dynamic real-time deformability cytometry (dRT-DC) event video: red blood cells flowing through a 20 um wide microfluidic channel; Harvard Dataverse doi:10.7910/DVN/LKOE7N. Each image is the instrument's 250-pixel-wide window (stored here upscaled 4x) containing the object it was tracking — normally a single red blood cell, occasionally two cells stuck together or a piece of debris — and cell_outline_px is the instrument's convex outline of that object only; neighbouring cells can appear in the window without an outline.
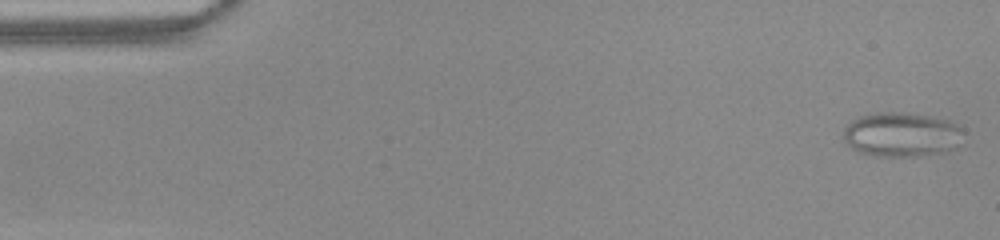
{"species": "common noctule bat (a hibernating species)", "species_latin": "Nyctalus noctula", "temperature_condition": "warm", "stored_images_in_passage": 50, "camera_frame_rate_fps": 3000, "um_per_image_px": 0.085, "animal": {"sex": "female", "body_mass_g": 22.0, "forearm_length_mm": 56.7}, "frame": {"image": 1, "passage_image": 1, "time_ms": 0.0, "image_size_px": [1000, 240], "cell_outline_px": [[964, 132], [956, 148], [948, 152], [924, 156], [876, 156], [860, 152], [852, 148], [844, 140], [844, 128], [856, 116], [876, 112], [908, 112], [932, 116], [948, 120], [960, 128]], "centroid_in_image_um": [76.64, 11.43], "position_along_channel_um": 8.4, "area_um2": 31.5}}
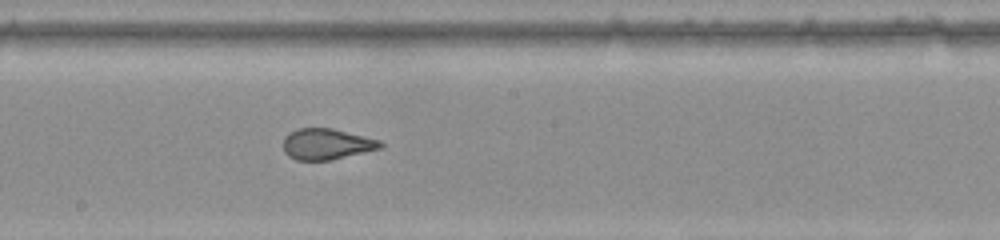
{"frame": {"image": 2, "passage_image": 27, "time_ms": 8.667, "image_size_px": [1000, 240], "cell_outline_px": [[384, 148], [332, 160], [296, 160], [288, 156], [284, 152], [284, 136], [288, 132], [300, 128], [332, 128], [380, 140], [384, 144]], "centroid_in_image_um": [27.78, 12.25], "position_along_channel_um": 220.4, "area_um2": 17.74}}
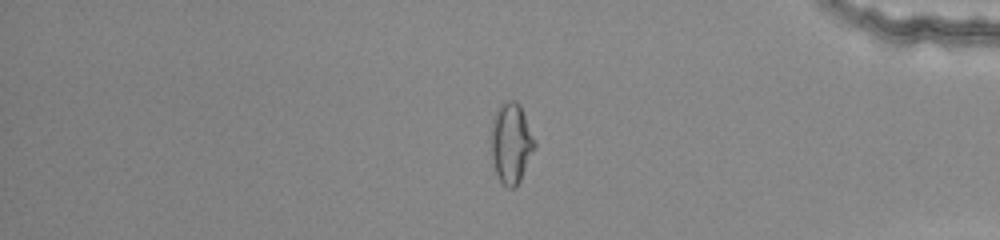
{"frame": {"image": 3, "passage_image": 42, "time_ms": 13.667, "image_size_px": [1000, 240], "cell_outline_px": [[536, 144], [520, 180], [516, 188], [508, 188], [500, 180], [496, 172], [492, 156], [492, 120], [500, 104], [508, 100], [516, 100], [520, 104], [536, 140]], "centroid_in_image_um": [43.47, 12.13], "position_along_channel_um": 391.7, "area_um2": 20.17}}